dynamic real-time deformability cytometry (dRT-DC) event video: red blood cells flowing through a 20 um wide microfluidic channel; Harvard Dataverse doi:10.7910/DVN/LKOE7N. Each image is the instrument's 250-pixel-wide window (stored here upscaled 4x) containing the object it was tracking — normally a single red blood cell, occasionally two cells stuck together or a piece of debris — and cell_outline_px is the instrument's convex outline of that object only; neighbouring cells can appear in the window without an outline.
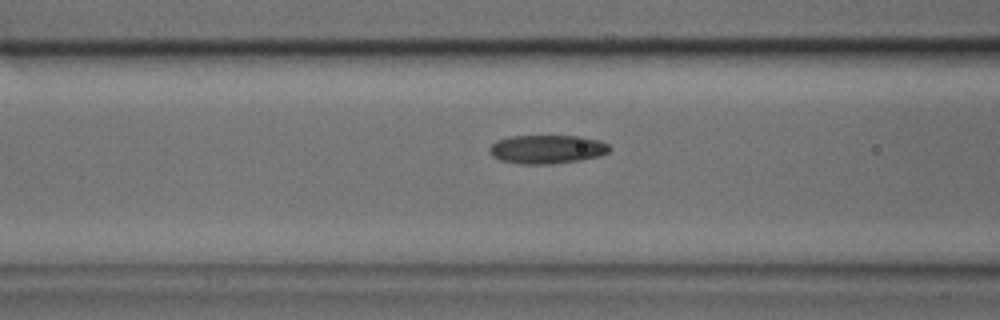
{"species": "common noctule bat (a hibernating species)", "species_latin": "Nyctalus noctula", "temperature_condition": "cold", "stored_images_in_passage": 5, "camera_frame_rate_fps": 3000, "um_per_image_px": 0.085, "animal": {"sex": "male", "body_mass_g": 17.9, "forearm_length_mm": 54.2}, "frame": {"image": 1, "passage_image": 5, "time_ms": 1.333, "image_size_px": [1000, 320], "cell_outline_px": [[612, 148], [608, 152], [600, 156], [580, 160], [552, 164], [520, 164], [500, 160], [492, 156], [488, 152], [488, 148], [496, 140], [512, 136], [584, 136], [600, 140], [608, 144]], "centroid_in_image_um": [46.5, 12.68], "position_along_channel_um": 120.1, "area_um2": 20.35}}